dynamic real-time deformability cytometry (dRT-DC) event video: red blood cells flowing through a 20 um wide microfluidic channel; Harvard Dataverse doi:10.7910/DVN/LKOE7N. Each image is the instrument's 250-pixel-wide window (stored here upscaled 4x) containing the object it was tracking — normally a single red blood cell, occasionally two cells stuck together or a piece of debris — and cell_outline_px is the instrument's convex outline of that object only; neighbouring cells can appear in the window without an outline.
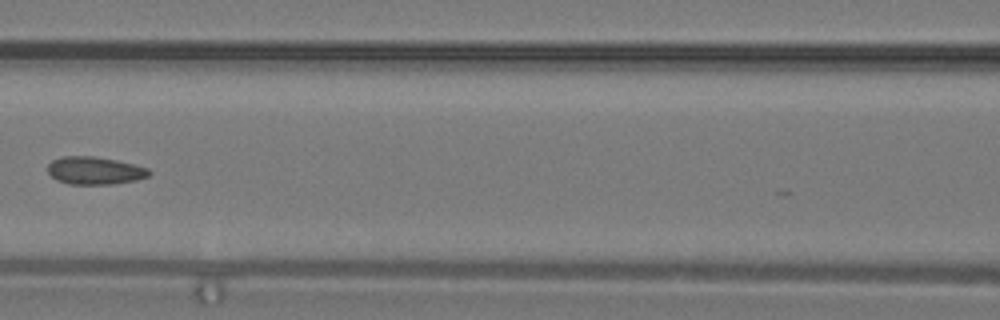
{"species": "common noctule bat (a hibernating species)", "species_latin": "Nyctalus noctula", "temperature_condition": "warm", "stored_images_in_passage": 21, "camera_frame_rate_fps": 3000, "um_per_image_px": 0.085, "animal": {"sex": "male", "body_mass_g": 19.2, "forearm_length_mm": 51.8}, "frame": {"image": 1, "passage_image": 17, "time_ms": 5.333, "image_size_px": [1000, 320], "cell_outline_px": [[152, 172], [148, 176], [136, 180], [112, 184], [68, 184], [56, 180], [48, 172], [48, 164], [52, 160], [64, 156], [92, 156], [116, 160], [148, 168]], "centroid_in_image_um": [8.04, 14.5], "position_along_channel_um": 158.6, "area_um2": 16.3}}